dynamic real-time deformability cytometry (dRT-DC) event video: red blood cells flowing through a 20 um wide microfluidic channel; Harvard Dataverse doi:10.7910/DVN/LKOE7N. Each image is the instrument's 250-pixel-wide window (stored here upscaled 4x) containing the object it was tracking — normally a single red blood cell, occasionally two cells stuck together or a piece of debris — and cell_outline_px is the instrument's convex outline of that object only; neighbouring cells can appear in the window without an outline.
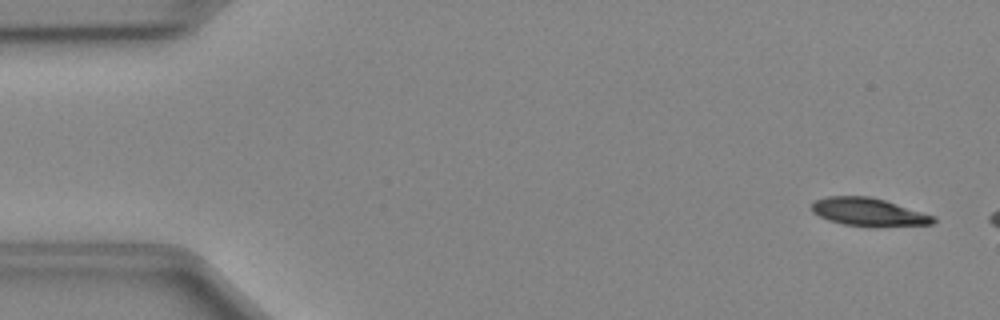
{"species": "Egyptian fruit bat (a non-hibernating species)", "species_latin": "Rousettus aegyptiacus", "temperature_condition": "cold", "stored_images_in_passage": 8, "camera_frame_rate_fps": 3000, "um_per_image_px": 0.085, "animal": {"sex": "female"}, "frame": {"image": 1, "passage_image": 2, "time_ms": 0.333, "image_size_px": [1000, 320], "cell_outline_px": [[936, 220], [932, 224], [844, 224], [828, 220], [812, 212], [812, 204], [816, 200], [828, 196], [868, 196], [884, 200], [936, 216]], "centroid_in_image_um": [73.78, 17.97], "position_along_channel_um": 11.2, "area_um2": 18.79}}